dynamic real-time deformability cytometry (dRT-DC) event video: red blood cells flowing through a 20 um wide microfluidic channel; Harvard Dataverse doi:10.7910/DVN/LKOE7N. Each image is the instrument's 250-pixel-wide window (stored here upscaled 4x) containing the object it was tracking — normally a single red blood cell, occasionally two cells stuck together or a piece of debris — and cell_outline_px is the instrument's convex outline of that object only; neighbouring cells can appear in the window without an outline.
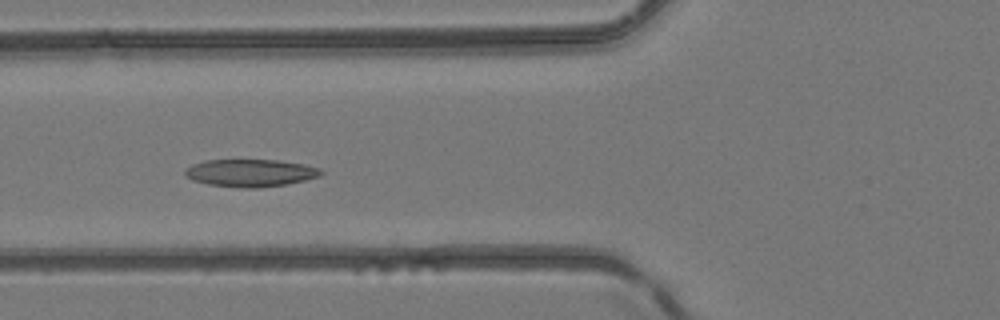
{"species": "common noctule bat (a hibernating species)", "species_latin": "Nyctalus noctula", "temperature_condition": "room temperature", "stored_images_in_passage": 4, "camera_frame_rate_fps": 3000, "um_per_image_px": 0.085, "animal": {"sex": "female", "body_mass_g": 24.6, "forearm_length_mm": 56.2}, "frame": {"image": 1, "passage_image": 4, "time_ms": 3.333, "image_size_px": [1000, 320], "cell_outline_px": [[324, 172], [320, 176], [304, 180], [284, 184], [260, 188], [240, 188], [208, 184], [192, 180], [184, 172], [184, 168], [192, 164], [204, 160], [276, 160], [304, 164], [320, 168]], "centroid_in_image_um": [21.27, 14.69], "position_along_channel_um": 104.5, "area_um2": 21.79}}